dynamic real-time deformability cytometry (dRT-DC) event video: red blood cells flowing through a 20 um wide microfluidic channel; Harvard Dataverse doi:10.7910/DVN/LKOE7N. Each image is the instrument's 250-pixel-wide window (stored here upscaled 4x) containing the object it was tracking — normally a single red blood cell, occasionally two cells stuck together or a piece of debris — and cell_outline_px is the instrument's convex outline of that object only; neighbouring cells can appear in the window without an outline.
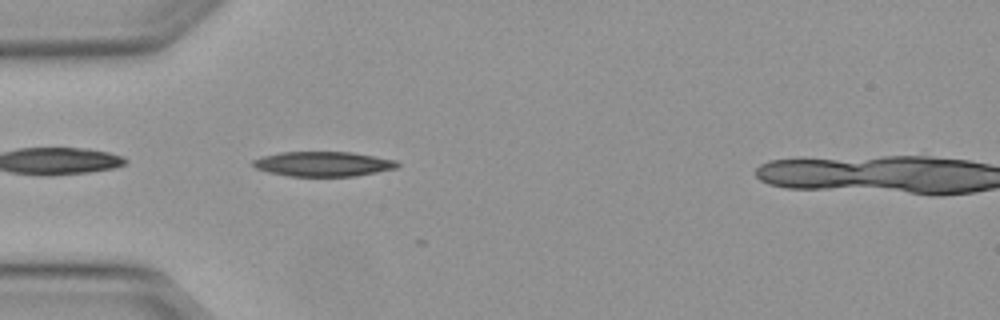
{"species": "Egyptian fruit bat (a non-hibernating species)", "species_latin": "Rousettus aegyptiacus", "temperature_condition": "warm", "stored_images_in_passage": 4, "camera_frame_rate_fps": 3000, "um_per_image_px": 0.085, "animal": {"sex": "female"}, "frame": {"image": 1, "passage_image": 2, "time_ms": 0.333, "image_size_px": [1000, 320], "cell_outline_px": [[400, 164], [396, 168], [376, 172], [352, 176], [288, 176], [268, 172], [256, 168], [252, 164], [252, 160], [264, 156], [280, 152], [352, 152], [396, 160]], "centroid_in_image_um": [27.46, 13.93], "position_along_channel_um": 57.5, "area_um2": 20.75}}